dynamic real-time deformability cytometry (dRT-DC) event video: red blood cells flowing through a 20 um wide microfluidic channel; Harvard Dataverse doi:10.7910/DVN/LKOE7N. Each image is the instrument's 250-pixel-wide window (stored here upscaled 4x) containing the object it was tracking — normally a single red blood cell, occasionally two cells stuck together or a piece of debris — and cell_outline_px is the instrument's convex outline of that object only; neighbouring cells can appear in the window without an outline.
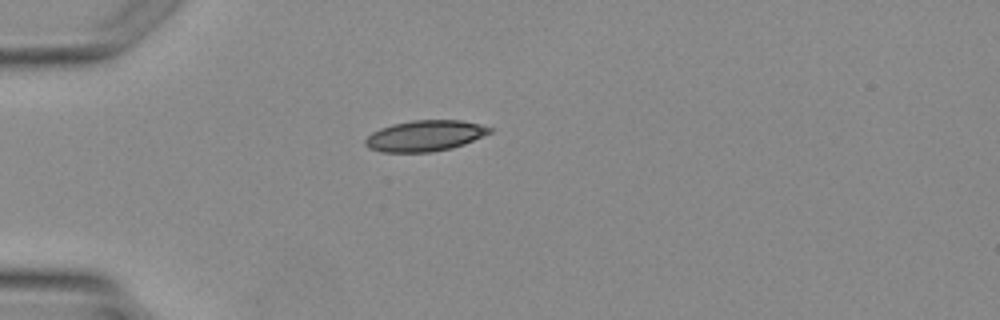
{"species": "Egyptian fruit bat (a non-hibernating species)", "species_latin": "Rousettus aegyptiacus", "temperature_condition": "warm", "stored_images_in_passage": 1, "camera_frame_rate_fps": 3000, "um_per_image_px": 0.085, "animal": {"sex": "female"}, "frame": {"image": 1, "passage_image": 1, "time_ms": 0.0, "image_size_px": [1000, 320], "cell_outline_px": [[492, 132], [464, 144], [452, 148], [432, 152], [380, 152], [368, 148], [364, 144], [364, 140], [372, 132], [380, 128], [392, 124], [412, 120], [460, 120], [492, 128]], "centroid_in_image_um": [36.07, 11.55], "position_along_channel_um": 48.9, "area_um2": 22.37}}